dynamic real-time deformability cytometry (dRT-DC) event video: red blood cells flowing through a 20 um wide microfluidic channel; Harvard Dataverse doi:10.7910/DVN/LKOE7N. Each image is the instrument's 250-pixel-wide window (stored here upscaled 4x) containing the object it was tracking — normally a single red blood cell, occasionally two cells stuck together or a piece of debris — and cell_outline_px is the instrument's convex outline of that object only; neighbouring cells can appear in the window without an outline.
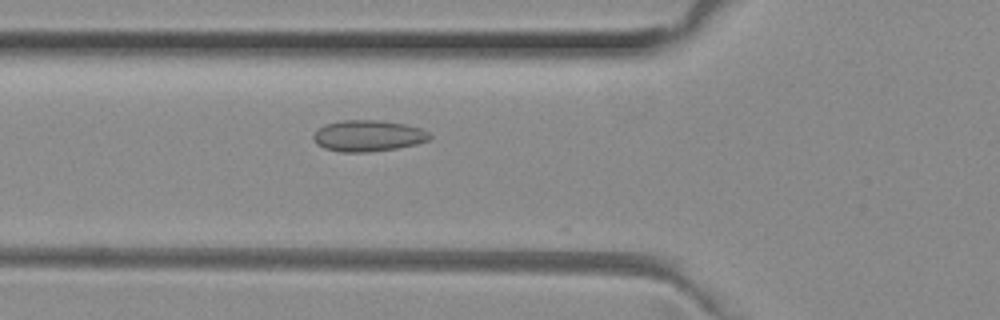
{"species": "common noctule bat (a hibernating species)", "species_latin": "Nyctalus noctula", "temperature_condition": "room temperature", "stored_images_in_passage": 28, "camera_frame_rate_fps": 3000, "um_per_image_px": 0.085, "animal": {"sex": "female", "body_mass_g": 29.2, "forearm_length_mm": 56.3}, "frame": {"image": 1, "passage_image": 18, "time_ms": 5.667, "image_size_px": [1000, 320], "cell_outline_px": [[432, 136], [428, 140], [416, 144], [396, 148], [368, 152], [340, 152], [324, 148], [316, 144], [312, 136], [324, 124], [340, 120], [380, 120], [404, 124], [420, 128], [428, 132]], "centroid_in_image_um": [31.27, 11.54], "position_along_channel_um": 94.5, "area_um2": 21.15}}
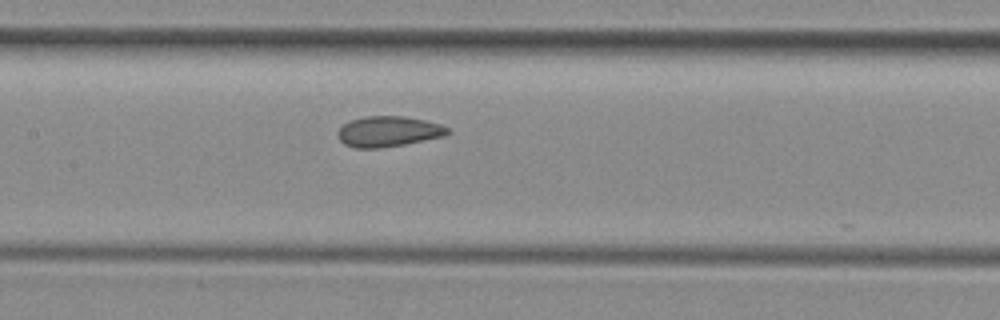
{"frame": {"image": 2, "passage_image": 24, "time_ms": 7.667, "image_size_px": [1000, 320], "cell_outline_px": [[448, 132], [444, 136], [404, 144], [380, 148], [352, 148], [344, 144], [340, 140], [336, 132], [344, 124], [352, 120], [364, 116], [404, 116], [424, 120], [440, 124], [448, 128]], "centroid_in_image_um": [32.97, 11.18], "position_along_channel_um": 174.4, "area_um2": 19.42}}
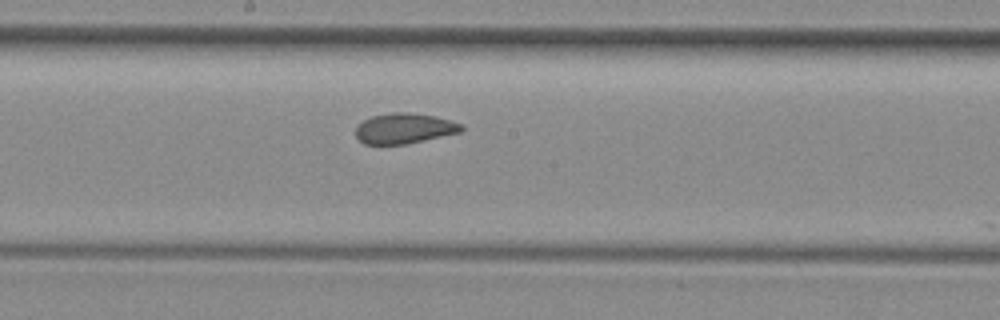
{"frame": {"image": 3, "passage_image": 27, "time_ms": 8.667, "image_size_px": [1000, 320], "cell_outline_px": [[464, 128], [460, 132], [408, 144], [364, 144], [356, 136], [356, 124], [372, 116], [392, 112], [408, 112], [436, 116], [464, 124]], "centroid_in_image_um": [34.38, 10.91], "position_along_channel_um": 213.8, "area_um2": 18.84}}